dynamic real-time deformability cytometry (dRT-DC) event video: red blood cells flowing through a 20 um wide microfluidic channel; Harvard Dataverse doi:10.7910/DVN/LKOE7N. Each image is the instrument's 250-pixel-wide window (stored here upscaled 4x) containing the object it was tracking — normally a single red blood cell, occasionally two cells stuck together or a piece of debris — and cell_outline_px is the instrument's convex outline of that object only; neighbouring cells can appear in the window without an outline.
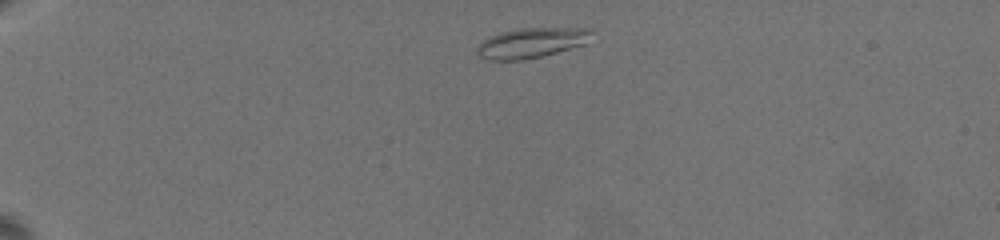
{"species": "common noctule bat (a hibernating species)", "species_latin": "Nyctalus noctula", "temperature_condition": "warm", "stored_images_in_passage": 24, "camera_frame_rate_fps": 3000, "um_per_image_px": 0.085, "animal": {"sex": "female", "body_mass_g": 19.5, "forearm_length_mm": 54.1}, "frame": {"image": 1, "passage_image": 3, "time_ms": 0.667, "image_size_px": [1000, 240], "cell_outline_px": [[592, 32], [584, 44], [556, 52], [524, 60], [488, 60], [480, 56], [476, 52], [476, 48], [488, 36], [500, 32], [520, 28], [592, 28]], "centroid_in_image_um": [45.13, 3.63], "position_along_channel_um": 39.9, "area_um2": 19.88}}
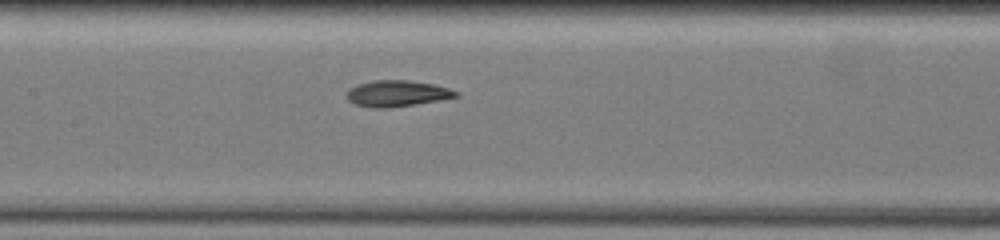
{"frame": {"image": 2, "passage_image": 16, "time_ms": 6.667, "image_size_px": [1000, 240], "cell_outline_px": [[460, 96], [440, 100], [388, 108], [372, 108], [356, 104], [348, 100], [344, 96], [344, 92], [348, 88], [360, 84], [376, 80], [408, 80], [436, 84], [460, 92]], "centroid_in_image_um": [33.74, 7.94], "position_along_channel_um": 173.7, "area_um2": 16.82}}
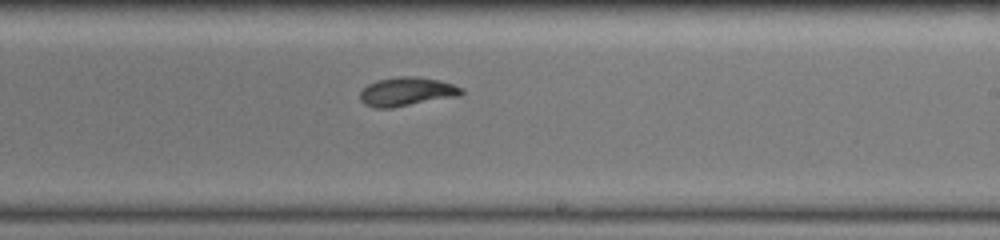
{"frame": {"image": 3, "passage_image": 21, "time_ms": 9.0, "image_size_px": [1000, 240], "cell_outline_px": [[464, 92], [460, 96], [392, 108], [372, 108], [364, 104], [360, 100], [360, 92], [368, 84], [376, 80], [396, 76], [416, 76], [440, 80], [464, 88]], "centroid_in_image_um": [34.58, 7.79], "position_along_channel_um": 254.4, "area_um2": 17.34}}